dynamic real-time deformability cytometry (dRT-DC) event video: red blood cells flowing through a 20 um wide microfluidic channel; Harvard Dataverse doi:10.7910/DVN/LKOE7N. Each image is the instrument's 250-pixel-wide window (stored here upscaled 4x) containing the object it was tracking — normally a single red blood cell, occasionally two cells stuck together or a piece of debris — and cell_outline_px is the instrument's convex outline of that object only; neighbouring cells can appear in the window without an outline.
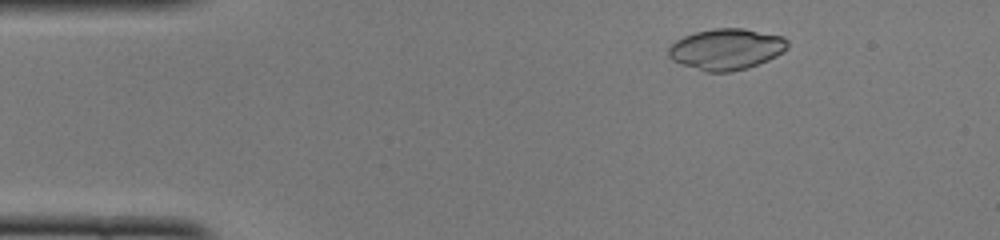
{"species": "common noctule bat (a hibernating species)", "species_latin": "Nyctalus noctula", "temperature_condition": "cold", "stored_images_in_passage": 48, "camera_frame_rate_fps": 3000, "um_per_image_px": 0.085, "animal": {"sex": "female", "body_mass_g": 22.0, "forearm_length_mm": 56.7}, "frame": {"image": 1, "passage_image": 5, "time_ms": 1.333, "image_size_px": [1000, 240], "cell_outline_px": [[788, 48], [784, 52], [768, 60], [748, 68], [732, 72], [704, 72], [680, 64], [672, 60], [668, 56], [668, 48], [676, 40], [684, 36], [696, 32], [712, 28], [744, 28], [784, 36], [788, 40]], "centroid_in_image_um": [61.75, 4.18], "position_along_channel_um": 23.3, "area_um2": 28.9}}